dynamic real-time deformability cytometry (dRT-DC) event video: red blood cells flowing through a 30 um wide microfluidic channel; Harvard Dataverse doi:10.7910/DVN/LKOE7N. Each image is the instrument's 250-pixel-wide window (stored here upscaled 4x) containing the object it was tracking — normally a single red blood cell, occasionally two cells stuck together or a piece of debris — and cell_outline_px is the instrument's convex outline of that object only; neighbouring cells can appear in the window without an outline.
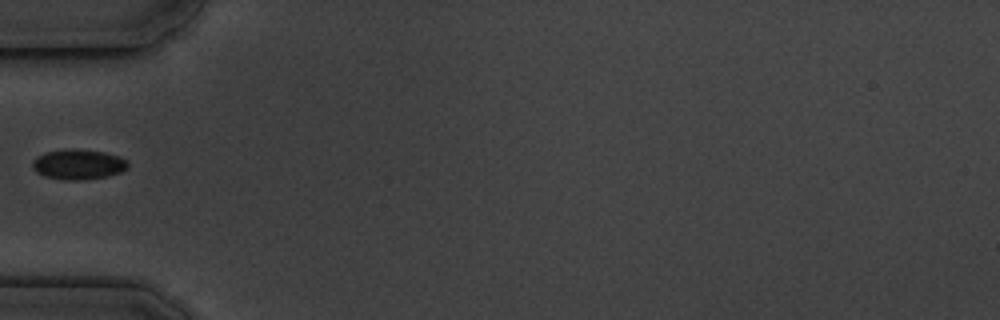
{"species": "common noctule bat (a hibernating species)", "species_latin": "Nyctalus noctula", "temperature_condition": "cold", "stored_images_in_passage": 2, "camera_frame_rate_fps": 3000, "um_per_image_px": 0.085, "animal": {"sex": "male", "body_mass_g": 19.5, "forearm_length_mm": 54.6}, "frame": {"image": 1, "passage_image": 1, "time_ms": 0.0, "image_size_px": [1000, 320], "cell_outline_px": [[128, 168], [120, 172], [108, 176], [80, 180], [64, 180], [44, 176], [36, 172], [32, 168], [32, 160], [36, 156], [44, 152], [64, 148], [72, 148], [104, 152], [120, 156], [128, 160]], "centroid_in_image_um": [6.63, 13.96], "position_along_channel_um": 78.4, "area_um2": 17.11}}